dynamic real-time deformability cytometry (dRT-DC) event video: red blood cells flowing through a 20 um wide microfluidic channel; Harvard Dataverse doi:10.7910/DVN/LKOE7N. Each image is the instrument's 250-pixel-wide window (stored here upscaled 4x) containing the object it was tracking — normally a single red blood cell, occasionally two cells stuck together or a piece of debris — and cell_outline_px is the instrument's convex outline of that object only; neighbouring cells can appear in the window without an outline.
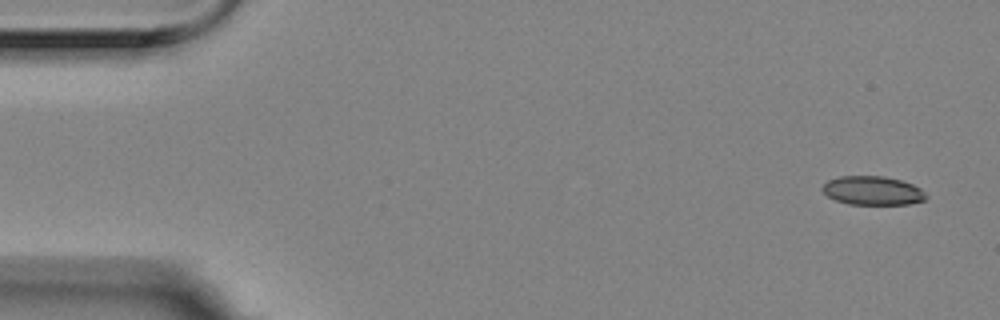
{"species": "Egyptian fruit bat (a non-hibernating species)", "species_latin": "Rousettus aegyptiacus", "temperature_condition": "room temperature", "stored_images_in_passage": 7, "camera_frame_rate_fps": 3000, "um_per_image_px": 0.085, "animal": {"sex": "female"}, "frame": {"image": 1, "passage_image": 1, "time_ms": 0.0, "image_size_px": [1000, 320], "cell_outline_px": [[928, 196], [924, 200], [908, 204], [848, 204], [836, 200], [828, 196], [820, 188], [828, 180], [840, 176], [884, 176], [900, 180], [912, 184], [920, 188]], "centroid_in_image_um": [74.16, 16.2], "position_along_channel_um": 10.8, "area_um2": 17.34}}